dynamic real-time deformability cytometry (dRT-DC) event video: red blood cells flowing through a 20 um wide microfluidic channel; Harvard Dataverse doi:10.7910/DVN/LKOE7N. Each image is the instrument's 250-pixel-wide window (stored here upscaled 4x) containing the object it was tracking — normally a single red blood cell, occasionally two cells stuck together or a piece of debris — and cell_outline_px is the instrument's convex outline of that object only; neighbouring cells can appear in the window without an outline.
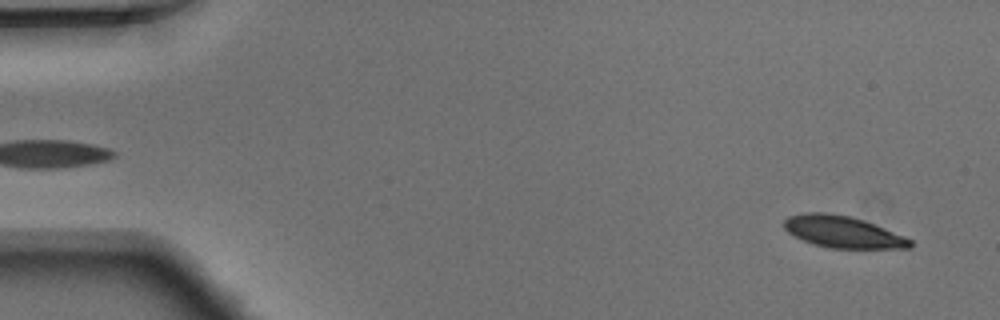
{"species": "Egyptian fruit bat (a non-hibernating species)", "species_latin": "Rousettus aegyptiacus", "temperature_condition": "warm", "stored_images_in_passage": 49, "segment_of_instrument_passage": [1, 2], "camera_frame_rate_fps": 3000, "um_per_image_px": 0.085, "animal": {"sex": "male"}, "frame": {"image": 1, "passage_image": 2, "time_ms": 0.333, "image_size_px": [1000, 320], "cell_outline_px": [[912, 248], [828, 248], [812, 244], [792, 236], [784, 228], [784, 220], [788, 216], [808, 212], [824, 212], [852, 216], [864, 220], [904, 236], [912, 240]], "centroid_in_image_um": [71.6, 19.71], "position_along_channel_um": 13.4, "area_um2": 23.47}}
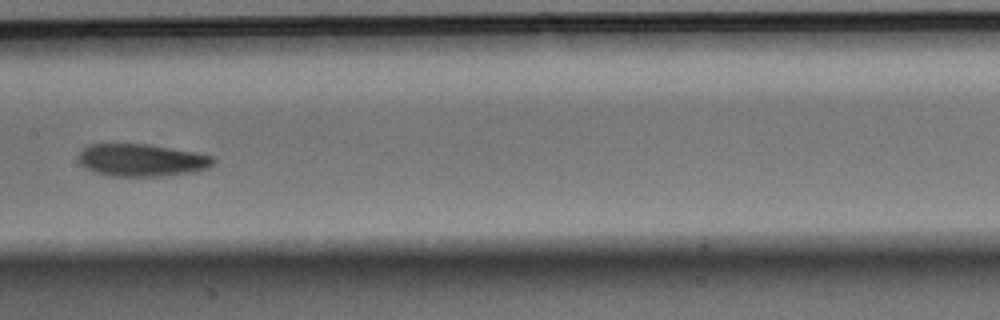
{"frame": {"image": 2, "passage_image": 24, "time_ms": 7.667, "image_size_px": [1000, 320], "cell_outline_px": [[216, 160], [208, 168], [200, 172], [164, 176], [112, 176], [96, 172], [84, 168], [80, 164], [80, 152], [88, 144], [148, 144], [196, 152], [212, 156]], "centroid_in_image_um": [12.1, 13.62], "position_along_channel_um": 195.3, "area_um2": 25.66}}
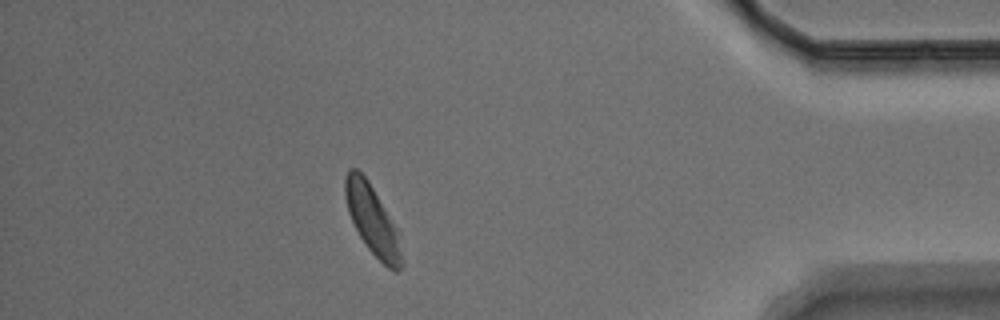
{"frame": {"image": 3, "passage_image": 42, "time_ms": 13.667, "image_size_px": [1000, 320], "cell_outline_px": [[404, 264], [396, 272], [388, 268], [368, 248], [360, 236], [348, 212], [344, 196], [344, 180], [348, 168], [356, 168], [368, 180], [400, 232], [404, 260]], "centroid_in_image_um": [31.69, 18.72], "position_along_channel_um": 403.5, "area_um2": 23.12}}